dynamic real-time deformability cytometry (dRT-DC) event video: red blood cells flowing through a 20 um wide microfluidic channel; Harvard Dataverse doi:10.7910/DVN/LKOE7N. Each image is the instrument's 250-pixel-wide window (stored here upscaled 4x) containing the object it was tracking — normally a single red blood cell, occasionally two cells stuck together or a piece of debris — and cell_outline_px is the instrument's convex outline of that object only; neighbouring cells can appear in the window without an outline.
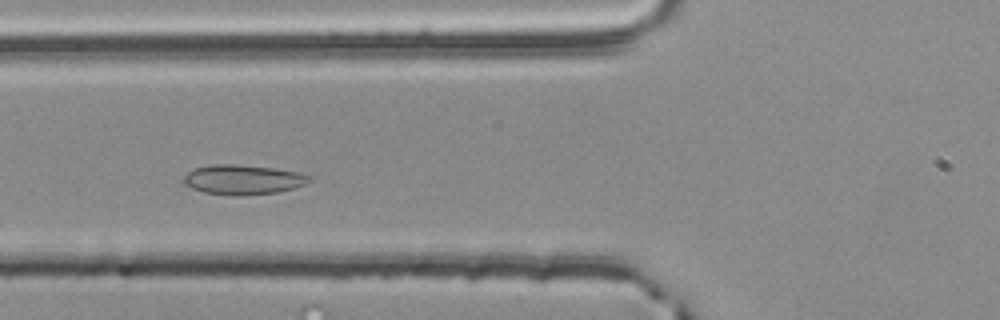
{"species": "common noctule bat (a hibernating species)", "species_latin": "Nyctalus noctula", "temperature_condition": "room temperature", "stored_images_in_passage": 48, "camera_frame_rate_fps": 3000, "um_per_image_px": 0.085, "animal": {"sex": "male", "body_mass_g": 20.4}, "frame": {"image": 1, "passage_image": 14, "time_ms": 4.333, "image_size_px": [1000, 320], "cell_outline_px": [[312, 180], [304, 184], [292, 188], [276, 192], [240, 196], [232, 196], [204, 192], [192, 188], [184, 184], [184, 176], [188, 172], [196, 168], [208, 164], [232, 164], [272, 168], [296, 172], [312, 176]], "centroid_in_image_um": [20.63, 15.27], "position_along_channel_um": 105.2, "area_um2": 21.62}}
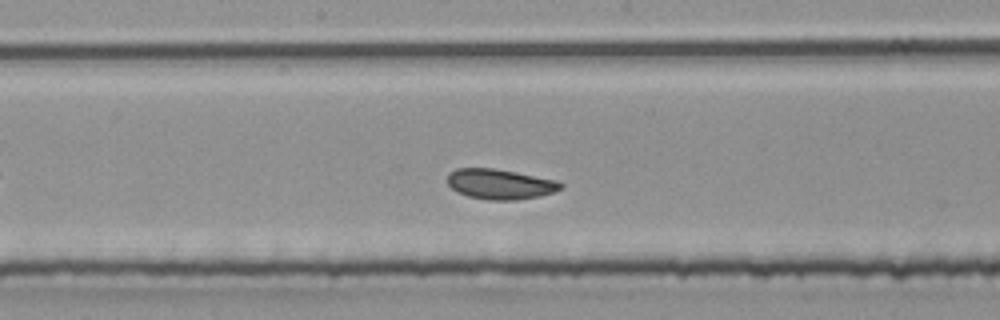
{"frame": {"image": 2, "passage_image": 22, "time_ms": 7.0, "image_size_px": [1000, 320], "cell_outline_px": [[564, 188], [540, 196], [516, 200], [488, 200], [468, 196], [456, 192], [448, 184], [448, 172], [456, 168], [492, 168], [516, 172], [560, 180], [564, 184]], "centroid_in_image_um": [42.53, 15.64], "position_along_channel_um": 205.7, "area_um2": 20.17}}
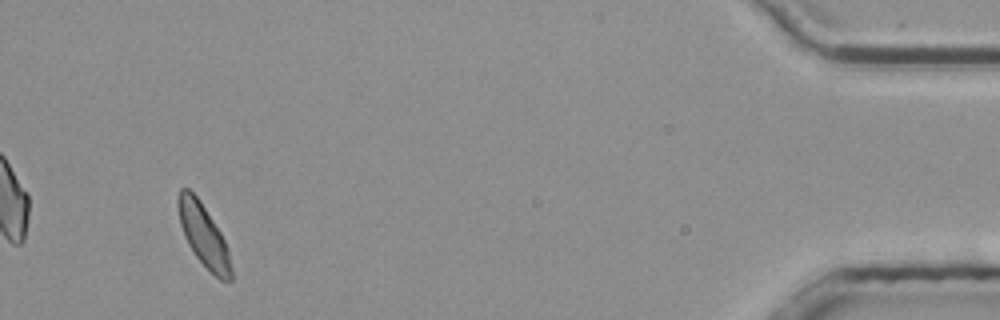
{"frame": {"image": 3, "passage_image": 45, "time_ms": 14.667, "image_size_px": [1000, 320], "cell_outline_px": [[232, 280], [220, 280], [196, 256], [188, 244], [184, 236], [180, 224], [176, 204], [176, 200], [180, 188], [188, 188], [196, 196], [220, 232], [228, 248], [232, 268]], "centroid_in_image_um": [17.28, 19.98], "position_along_channel_um": 417.9, "area_um2": 18.96}, "authors_computed_cell_mechanics": {"area_um2": 19.8543, "velocity_mm_per_s": 3.7652, "shape_relaxation_time_tau1_ms": null, "shape_relaxation_time_tau2_ms": 1.8683, "deformation_change_tau1": null, "deformation_change_tau2": 0.0614}}